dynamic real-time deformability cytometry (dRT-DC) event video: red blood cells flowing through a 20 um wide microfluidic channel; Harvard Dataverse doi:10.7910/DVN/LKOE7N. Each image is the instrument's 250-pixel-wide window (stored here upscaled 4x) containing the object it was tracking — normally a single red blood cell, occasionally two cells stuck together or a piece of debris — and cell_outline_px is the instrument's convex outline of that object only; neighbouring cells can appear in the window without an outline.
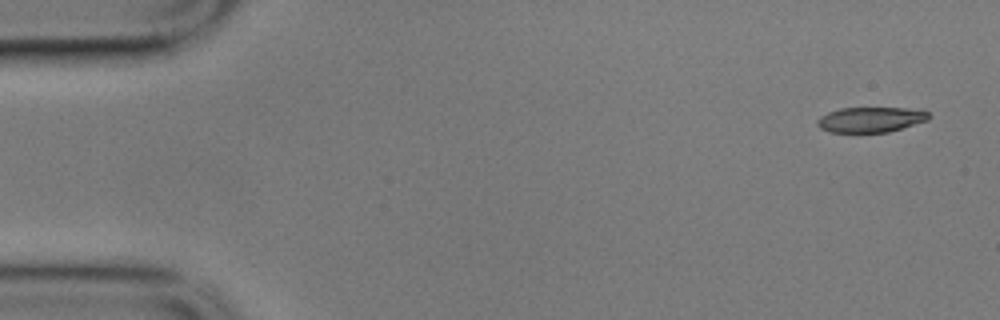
{"species": "common noctule bat (a hibernating species)", "species_latin": "Nyctalus noctula", "temperature_condition": "cold", "stored_images_in_passage": 4, "camera_frame_rate_fps": 3000, "um_per_image_px": 0.085, "animal": {"sex": "male", "body_mass_g": 17.9}, "frame": {"image": 1, "passage_image": 1, "time_ms": 0.0, "image_size_px": [1000, 320], "cell_outline_px": [[932, 116], [928, 120], [888, 132], [828, 132], [820, 128], [816, 124], [816, 120], [820, 116], [828, 112], [840, 108], [924, 108]], "centroid_in_image_um": [74.04, 10.15], "position_along_channel_um": 11.0, "area_um2": 16.65}}